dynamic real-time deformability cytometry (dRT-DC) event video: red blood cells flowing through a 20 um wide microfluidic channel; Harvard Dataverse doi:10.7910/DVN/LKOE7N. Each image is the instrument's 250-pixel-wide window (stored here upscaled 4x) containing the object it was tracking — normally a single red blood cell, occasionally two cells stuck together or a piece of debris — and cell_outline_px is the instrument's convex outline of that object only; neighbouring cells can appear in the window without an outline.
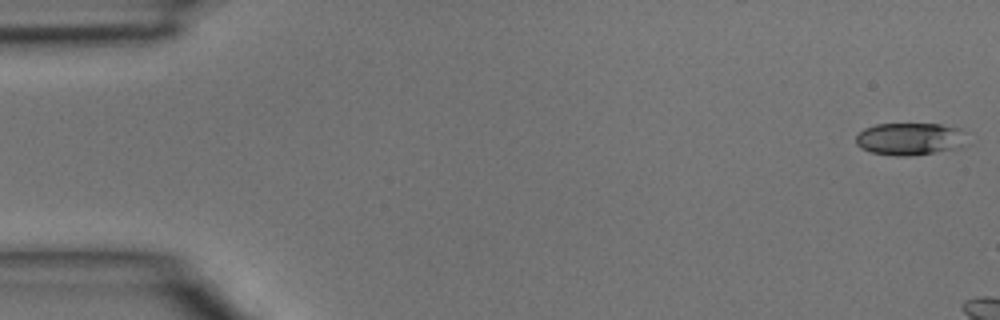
{"species": "common noctule bat (a hibernating species)", "species_latin": "Nyctalus noctula", "temperature_condition": "room temperature", "stored_images_in_passage": 3, "camera_frame_rate_fps": 3000, "um_per_image_px": 0.085, "animal": {"sex": "male", "body_mass_g": 15.6}, "frame": {"image": 1, "passage_image": 1, "time_ms": 0.0, "image_size_px": [1000, 320], "cell_outline_px": [[972, 144], [960, 148], [908, 156], [896, 156], [872, 152], [856, 144], [856, 136], [864, 128], [876, 124], [940, 124], [960, 128], [964, 132]], "centroid_in_image_um": [77.45, 11.8], "position_along_channel_um": 7.5, "area_um2": 21.27}}